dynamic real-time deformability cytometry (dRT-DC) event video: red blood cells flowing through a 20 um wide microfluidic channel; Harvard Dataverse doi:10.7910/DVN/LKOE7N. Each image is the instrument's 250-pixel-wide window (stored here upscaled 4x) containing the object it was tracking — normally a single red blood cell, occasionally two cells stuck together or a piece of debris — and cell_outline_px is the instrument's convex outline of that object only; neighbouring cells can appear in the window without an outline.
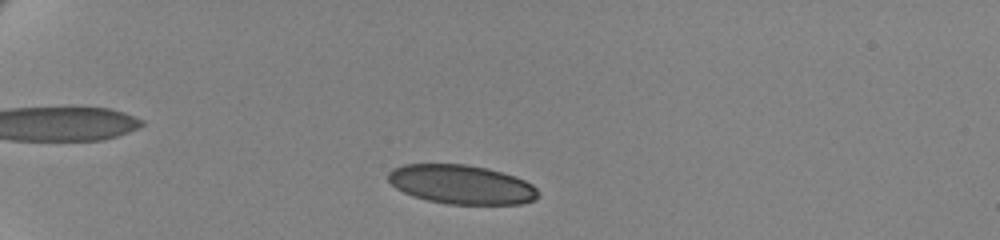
{"species": "human", "species_latin": "Homo sapiens", "temperature_condition": "cold", "stored_images_in_passage": 49, "camera_frame_rate_fps": 3000, "um_per_image_px": 0.085, "donor": {"sex": "female"}, "frame": {"image": 1, "passage_image": 6, "time_ms": 1.667, "image_size_px": [1000, 240], "cell_outline_px": [[540, 196], [536, 200], [520, 204], [448, 204], [428, 200], [412, 196], [396, 188], [388, 180], [388, 172], [392, 168], [404, 164], [464, 164], [488, 168], [516, 176], [532, 184], [536, 188]], "centroid_in_image_um": [39.23, 15.68], "position_along_channel_um": 45.8, "area_um2": 34.39}}
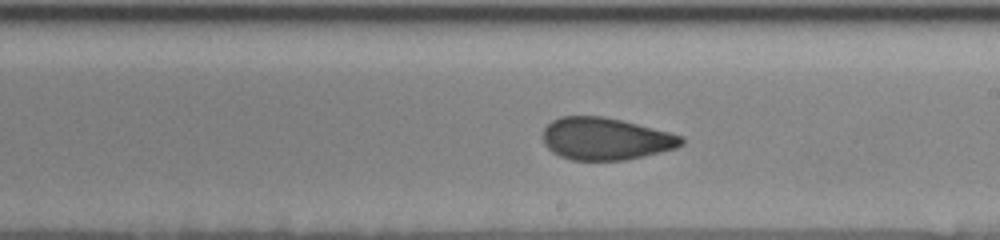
{"frame": {"image": 2, "passage_image": 27, "time_ms": 8.667, "image_size_px": [1000, 240], "cell_outline_px": [[684, 144], [676, 148], [644, 156], [624, 160], [572, 160], [560, 156], [552, 152], [544, 144], [544, 128], [552, 120], [560, 116], [604, 116], [684, 136]], "centroid_in_image_um": [51.47, 11.8], "position_along_channel_um": 237.5, "area_um2": 33.99}}
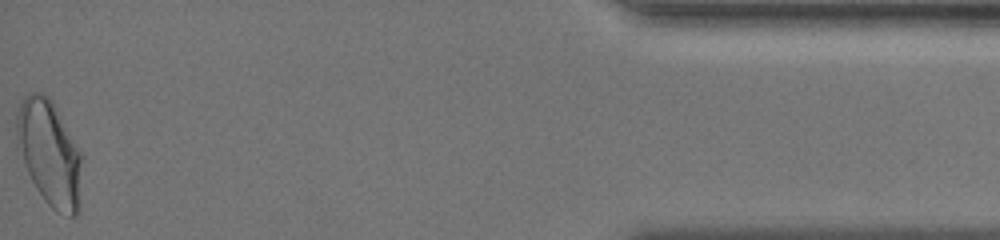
{"frame": {"image": 3, "passage_image": 49, "time_ms": 16.0, "image_size_px": [1000, 240], "cell_outline_px": [[84, 156], [80, 212], [76, 216], [72, 216], [56, 212], [44, 200], [36, 188], [16, 148], [16, 116], [20, 100], [28, 92], [44, 92], [52, 100]], "centroid_in_image_um": [4.24, 13.02], "position_along_channel_um": 431.0, "area_um2": 41.38}, "authors_computed_cell_mechanics": {"area_um2": 35.0846, "velocity_mm_per_s": 3.4907, "shape_relaxation_time_tau1_ms": 9.3283, "shape_relaxation_time_tau2_ms": 1.1078, "deformation_change_tau1": 0.1719, "deformation_change_tau2": 0.0612}}